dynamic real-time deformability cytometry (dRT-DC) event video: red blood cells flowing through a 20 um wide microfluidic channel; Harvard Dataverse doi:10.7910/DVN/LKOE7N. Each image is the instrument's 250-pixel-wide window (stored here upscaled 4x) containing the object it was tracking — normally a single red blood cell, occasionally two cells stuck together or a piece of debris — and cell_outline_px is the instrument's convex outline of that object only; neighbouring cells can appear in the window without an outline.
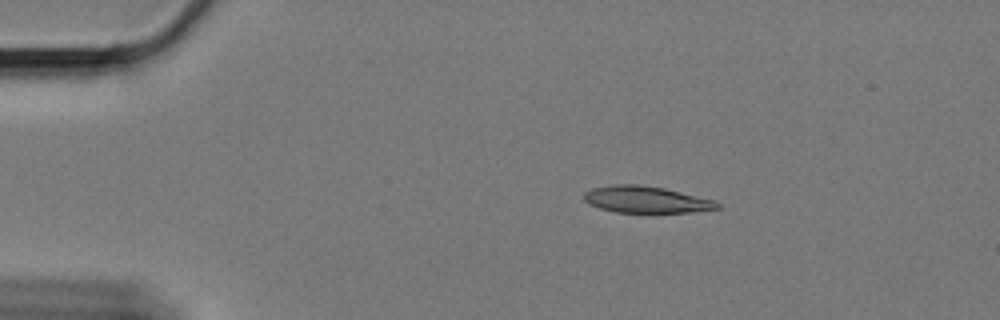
{"species": "Egyptian fruit bat (a non-hibernating species)", "species_latin": "Rousettus aegyptiacus", "temperature_condition": "cold", "stored_images_in_passage": 10, "camera_frame_rate_fps": 3000, "um_per_image_px": 0.085, "animal": {"sex": "female"}, "frame": {"image": 1, "passage_image": 1, "time_ms": 0.0, "image_size_px": [1000, 320], "cell_outline_px": [[720, 208], [692, 212], [616, 212], [600, 208], [588, 204], [584, 200], [584, 192], [592, 188], [612, 184], [636, 184], [664, 188], [716, 200], [720, 204]], "centroid_in_image_um": [54.91, 16.95], "position_along_channel_um": 30.1, "area_um2": 20.75}}
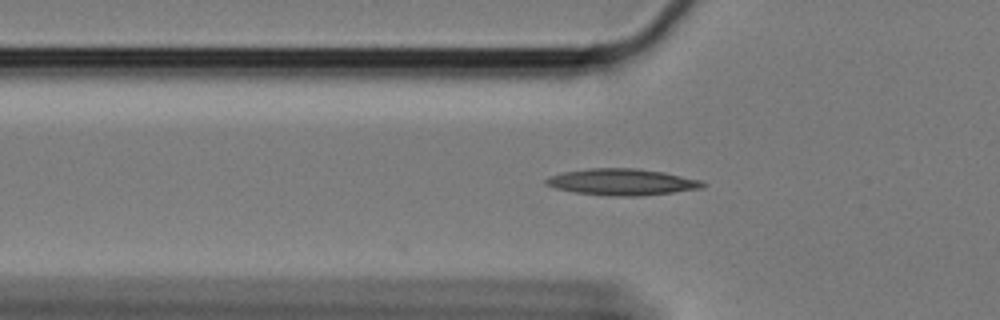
{"frame": {"image": 2, "passage_image": 10, "time_ms": 3.0, "image_size_px": [1000, 320], "cell_outline_px": [[708, 184], [700, 188], [672, 192], [636, 196], [616, 196], [576, 192], [556, 188], [544, 184], [544, 180], [552, 176], [564, 172], [592, 168], [636, 168], [664, 172], [704, 180]], "centroid_in_image_um": [52.92, 15.46], "position_along_channel_um": 72.9, "area_um2": 23.93}}